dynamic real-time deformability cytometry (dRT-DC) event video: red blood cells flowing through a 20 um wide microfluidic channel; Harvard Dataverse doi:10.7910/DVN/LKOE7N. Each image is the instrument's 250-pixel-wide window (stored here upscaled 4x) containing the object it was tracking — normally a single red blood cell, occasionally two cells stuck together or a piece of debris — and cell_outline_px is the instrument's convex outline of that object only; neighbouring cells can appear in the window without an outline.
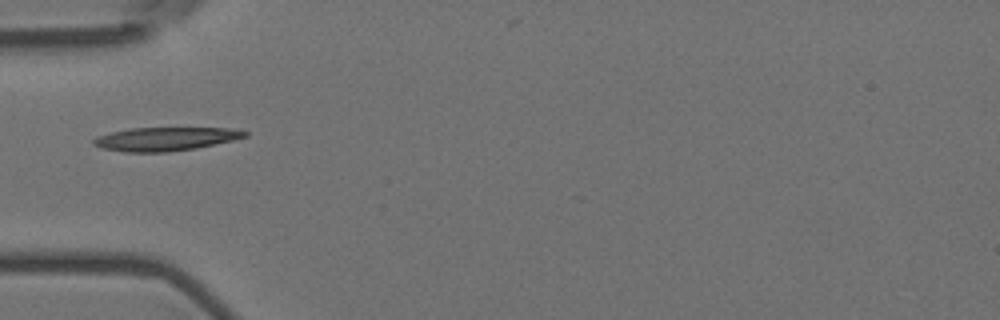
{"species": "Egyptian fruit bat (a non-hibernating species)", "species_latin": "Rousettus aegyptiacus", "temperature_condition": "room temperature", "stored_images_in_passage": 31, "camera_frame_rate_fps": 3000, "um_per_image_px": 0.085, "animal": {"sex": "female"}, "frame": {"image": 1, "passage_image": 1, "time_ms": 0.0, "image_size_px": [1000, 320], "cell_outline_px": [[248, 136], [232, 140], [196, 148], [168, 152], [124, 152], [104, 148], [92, 144], [92, 140], [96, 136], [128, 128], [232, 128], [248, 132]], "centroid_in_image_um": [14.04, 11.81], "position_along_channel_um": 71.0, "area_um2": 20.69}}
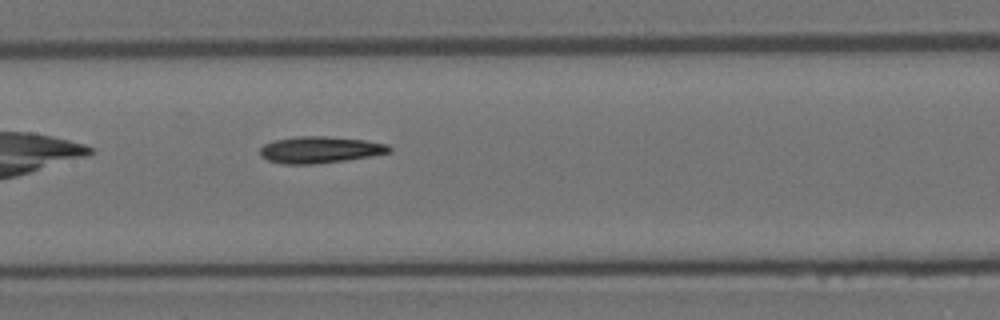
{"frame": {"image": 2, "passage_image": 10, "time_ms": 3.0, "image_size_px": [1000, 320], "cell_outline_px": [[392, 152], [344, 160], [312, 164], [280, 164], [268, 160], [260, 156], [260, 148], [264, 144], [272, 140], [296, 136], [324, 136], [364, 140], [388, 144], [392, 148]], "centroid_in_image_um": [27.15, 12.72], "position_along_channel_um": 180.2, "area_um2": 20.06}}
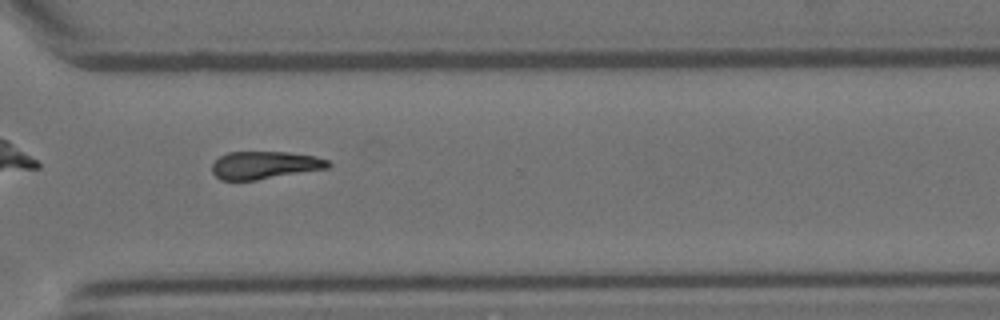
{"frame": {"image": 3, "passage_image": 24, "time_ms": 7.667, "image_size_px": [1000, 320], "cell_outline_px": [[332, 164], [328, 168], [256, 180], [220, 180], [212, 172], [212, 164], [220, 156], [228, 152], [288, 152], [316, 156], [328, 160]], "centroid_in_image_um": [22.51, 14.03], "position_along_channel_um": 348.1, "area_um2": 18.73}}